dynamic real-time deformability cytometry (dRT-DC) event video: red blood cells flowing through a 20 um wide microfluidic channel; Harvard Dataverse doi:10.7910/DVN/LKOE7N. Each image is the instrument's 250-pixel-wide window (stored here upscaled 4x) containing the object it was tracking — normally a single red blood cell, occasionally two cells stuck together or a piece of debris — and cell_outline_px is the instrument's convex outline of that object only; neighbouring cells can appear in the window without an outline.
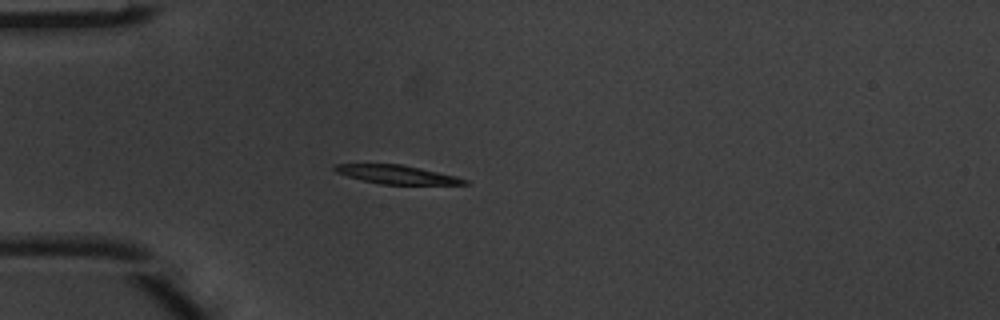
{"species": "common noctule bat (a hibernating species)", "species_latin": "Nyctalus noctula", "temperature_condition": "warm", "stored_images_in_passage": 4, "camera_frame_rate_fps": 3000, "um_per_image_px": 0.085, "animal": {"sex": "male", "body_mass_g": 20.1, "forearm_length_mm": 53.5}, "frame": {"image": 1, "passage_image": 4, "time_ms": 1.0, "image_size_px": [1000, 320], "cell_outline_px": [[468, 184], [380, 184], [348, 176], [336, 172], [332, 168], [336, 164], [404, 164], [456, 176], [468, 180]], "centroid_in_image_um": [33.74, 14.82], "position_along_channel_um": 51.3, "area_um2": 13.93}}